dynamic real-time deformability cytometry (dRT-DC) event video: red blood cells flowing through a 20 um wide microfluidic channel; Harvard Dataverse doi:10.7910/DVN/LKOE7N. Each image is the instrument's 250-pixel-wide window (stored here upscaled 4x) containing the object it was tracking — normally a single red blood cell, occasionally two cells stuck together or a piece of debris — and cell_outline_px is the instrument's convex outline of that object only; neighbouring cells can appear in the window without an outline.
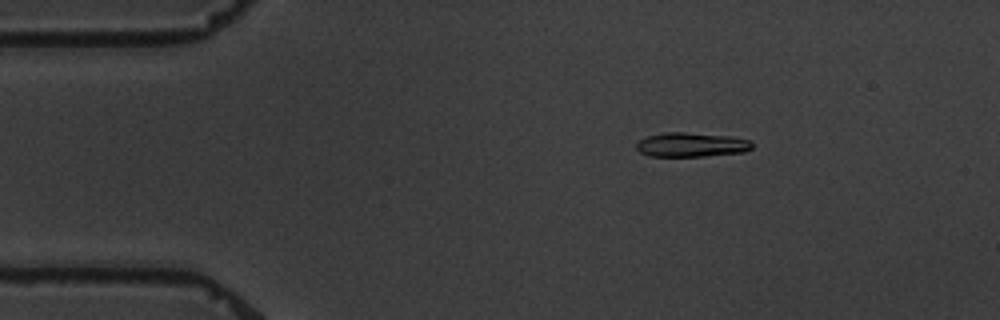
{"species": "common noctule bat (a hibernating species)", "species_latin": "Nyctalus noctula", "temperature_condition": "warm", "stored_images_in_passage": 4, "camera_frame_rate_fps": 3000, "um_per_image_px": 0.085, "animal": {"sex": "male", "body_mass_g": 19.5, "forearm_length_mm": 54.6}, "frame": {"image": 1, "passage_image": 2, "time_ms": 1.0, "image_size_px": [1000, 320], "cell_outline_px": [[752, 148], [744, 152], [704, 156], [648, 156], [640, 152], [636, 148], [636, 144], [640, 140], [648, 136], [664, 132], [684, 132], [728, 136], [752, 140]], "centroid_in_image_um": [58.77, 12.3], "position_along_channel_um": 26.2, "area_um2": 16.36}}